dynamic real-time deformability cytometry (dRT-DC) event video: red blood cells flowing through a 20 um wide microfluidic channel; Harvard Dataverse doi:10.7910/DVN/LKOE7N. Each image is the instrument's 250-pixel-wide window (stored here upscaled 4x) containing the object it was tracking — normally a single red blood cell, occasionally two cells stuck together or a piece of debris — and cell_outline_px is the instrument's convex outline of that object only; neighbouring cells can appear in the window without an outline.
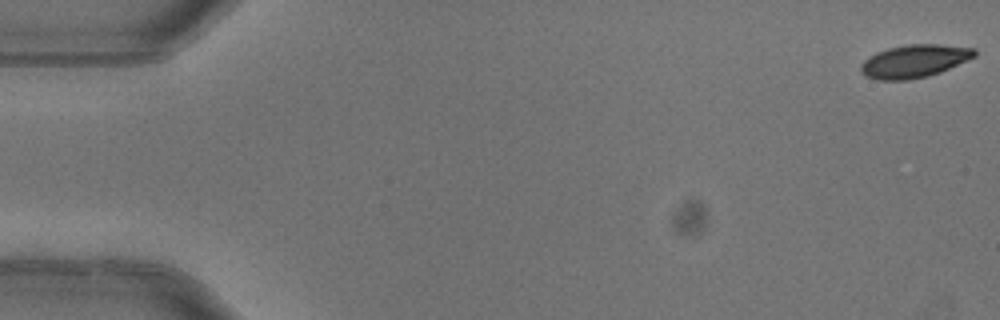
{"species": "common noctule bat (a hibernating species)", "species_latin": "Nyctalus noctula", "temperature_condition": "warm", "stored_images_in_passage": 5, "camera_frame_rate_fps": 3000, "um_per_image_px": 0.085, "animal": {"sex": "female"}, "frame": {"image": 1, "passage_image": 1, "time_ms": 0.0, "image_size_px": [1000, 320], "cell_outline_px": [[976, 56], [968, 60], [940, 72], [928, 76], [908, 80], [880, 80], [864, 76], [860, 72], [860, 64], [868, 56], [876, 52], [888, 48], [908, 44], [940, 44], [976, 48]], "centroid_in_image_um": [77.7, 5.19], "position_along_channel_um": 7.3, "area_um2": 22.02}}
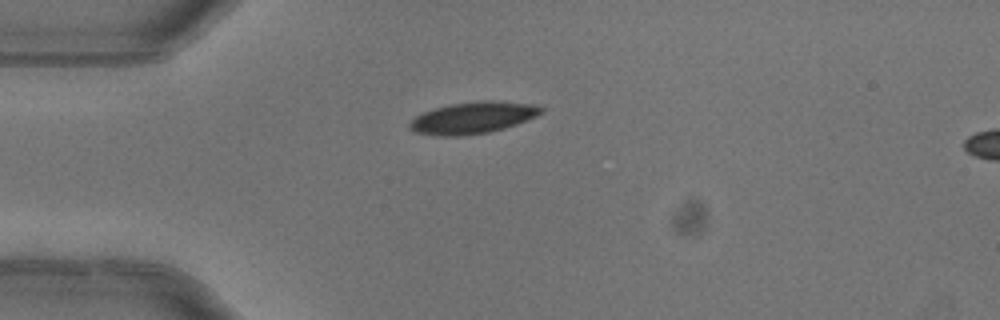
{"frame": {"image": 2, "passage_image": 4, "time_ms": 1.0, "image_size_px": [1000, 320], "cell_outline_px": [[544, 112], [536, 116], [516, 124], [504, 128], [488, 132], [460, 136], [440, 136], [416, 132], [408, 128], [408, 124], [416, 116], [424, 112], [436, 108], [452, 104], [476, 100], [496, 100], [536, 104], [544, 108]], "centroid_in_image_um": [40.23, 9.99], "position_along_channel_um": 44.8, "area_um2": 24.33}}